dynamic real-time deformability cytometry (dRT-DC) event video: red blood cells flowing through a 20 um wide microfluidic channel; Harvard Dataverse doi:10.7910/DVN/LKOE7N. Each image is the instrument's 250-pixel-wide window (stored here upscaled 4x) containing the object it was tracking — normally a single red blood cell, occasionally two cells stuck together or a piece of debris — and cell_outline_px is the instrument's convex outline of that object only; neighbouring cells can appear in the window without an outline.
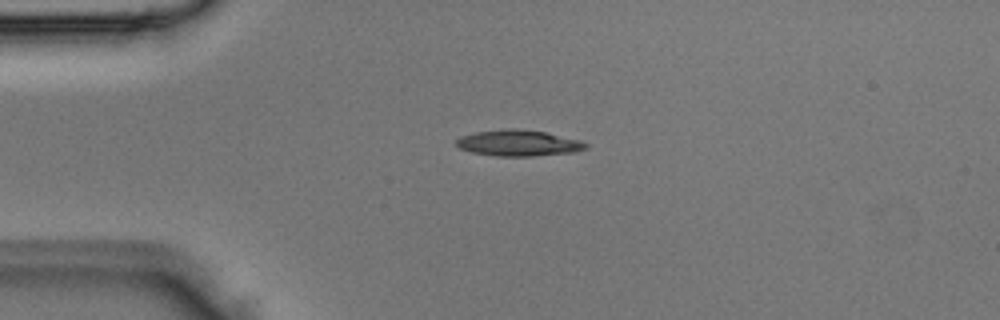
{"species": "Egyptian fruit bat (a non-hibernating species)", "species_latin": "Rousettus aegyptiacus", "temperature_condition": "room temperature", "stored_images_in_passage": 2, "camera_frame_rate_fps": 3000, "um_per_image_px": 0.085, "animal": {"sex": "male"}, "frame": {"image": 1, "passage_image": 1, "time_ms": 0.0, "image_size_px": [1000, 320], "cell_outline_px": [[588, 148], [576, 152], [532, 156], [496, 156], [472, 152], [460, 148], [456, 144], [456, 140], [460, 136], [476, 132], [508, 128], [516, 128], [544, 132], [580, 140], [588, 144]], "centroid_in_image_um": [44.08, 12.16], "position_along_channel_um": 40.9, "area_um2": 19.65}}